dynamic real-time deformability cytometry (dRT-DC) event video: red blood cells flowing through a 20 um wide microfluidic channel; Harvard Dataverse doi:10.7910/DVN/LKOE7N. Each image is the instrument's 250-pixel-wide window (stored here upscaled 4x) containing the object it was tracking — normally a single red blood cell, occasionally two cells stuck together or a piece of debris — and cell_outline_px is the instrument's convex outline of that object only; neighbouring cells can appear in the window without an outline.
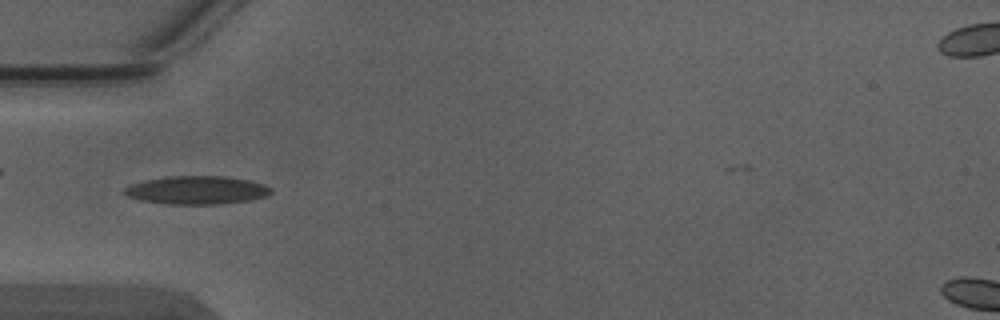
{"species": "Egyptian fruit bat (a non-hibernating species)", "species_latin": "Rousettus aegyptiacus", "temperature_condition": "warm", "stored_images_in_passage": 3, "camera_frame_rate_fps": 3000, "um_per_image_px": 0.085, "animal": {"sex": "male"}, "frame": {"image": 1, "passage_image": 3, "time_ms": 0.667, "image_size_px": [1000, 320], "cell_outline_px": [[272, 192], [268, 196], [252, 200], [220, 204], [164, 204], [140, 200], [128, 196], [120, 192], [124, 188], [132, 184], [144, 180], [168, 176], [224, 176], [252, 180], [264, 184], [272, 188]], "centroid_in_image_um": [16.75, 16.16], "position_along_channel_um": 68.3, "area_um2": 24.51}}